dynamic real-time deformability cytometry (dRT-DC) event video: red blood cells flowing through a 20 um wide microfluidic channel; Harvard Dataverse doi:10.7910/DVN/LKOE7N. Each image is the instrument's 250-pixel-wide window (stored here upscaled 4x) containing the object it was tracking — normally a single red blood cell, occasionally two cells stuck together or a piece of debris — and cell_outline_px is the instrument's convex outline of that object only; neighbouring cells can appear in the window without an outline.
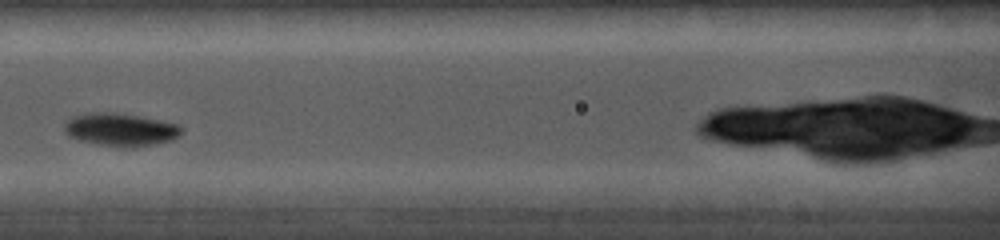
{"species": "common noctule bat (a hibernating species)", "species_latin": "Nyctalus noctula", "temperature_condition": "cold", "stored_images_in_passage": 5, "camera_frame_rate_fps": 5000, "um_per_image_px": 0.085, "animal": {"sex": "female", "body_mass_g": 19.0, "forearm_length_mm": 56.7}, "frame": {"image": 1, "passage_image": 4, "time_ms": 3.2, "image_size_px": [1000, 240], "cell_outline_px": [[184, 128], [172, 140], [132, 148], [128, 148], [100, 144], [80, 140], [68, 136], [64, 132], [64, 124], [72, 116], [88, 112], [116, 112], [140, 116], [180, 124]], "centroid_in_image_um": [10.23, 11.0], "position_along_channel_um": 156.4, "area_um2": 22.54}}